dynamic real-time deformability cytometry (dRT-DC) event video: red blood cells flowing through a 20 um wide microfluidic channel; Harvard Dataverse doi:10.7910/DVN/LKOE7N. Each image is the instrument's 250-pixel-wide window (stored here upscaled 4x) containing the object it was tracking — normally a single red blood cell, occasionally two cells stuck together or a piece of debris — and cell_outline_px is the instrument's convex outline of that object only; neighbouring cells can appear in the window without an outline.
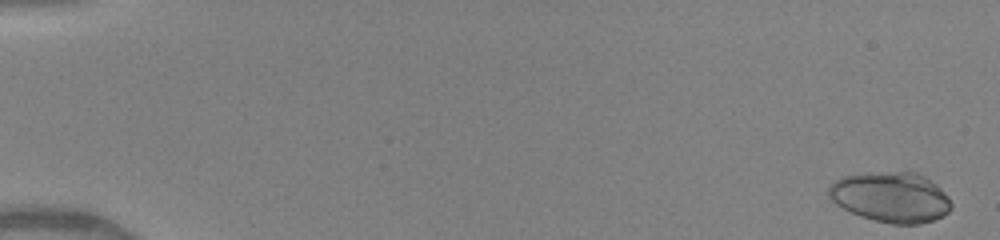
{"species": "human", "species_latin": "Homo sapiens", "temperature_condition": "warm", "stored_images_in_passage": 50, "camera_frame_rate_fps": 3000, "um_per_image_px": 0.085, "donor": {"sex": "female"}, "frame": {"image": 1, "passage_image": 1, "time_ms": 0.0, "image_size_px": [1000, 240], "cell_outline_px": [[952, 208], [948, 212], [932, 220], [920, 224], [892, 224], [860, 216], [836, 204], [828, 196], [828, 188], [836, 180], [844, 176], [896, 172], [916, 172], [924, 176], [936, 184], [948, 196], [952, 204]], "centroid_in_image_um": [75.75, 16.77], "position_along_channel_um": 9.2, "area_um2": 35.37}}
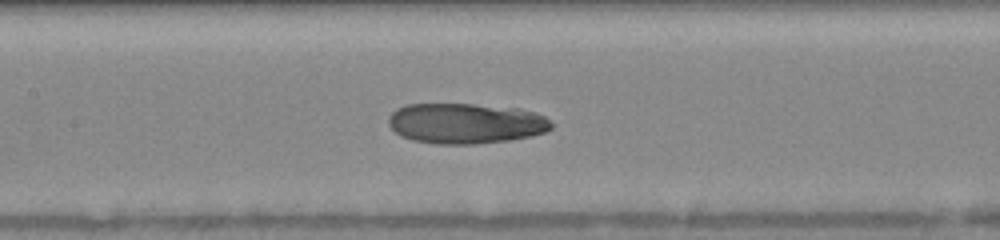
{"frame": {"image": 2, "passage_image": 25, "time_ms": 8.0, "image_size_px": [1000, 240], "cell_outline_px": [[552, 128], [544, 132], [532, 136], [508, 140], [476, 144], [436, 144], [412, 140], [400, 136], [388, 124], [388, 116], [396, 108], [408, 104], [472, 104], [520, 108], [536, 112], [544, 116], [552, 124]], "centroid_in_image_um": [39.57, 10.48], "position_along_channel_um": 167.8, "area_um2": 38.61}}
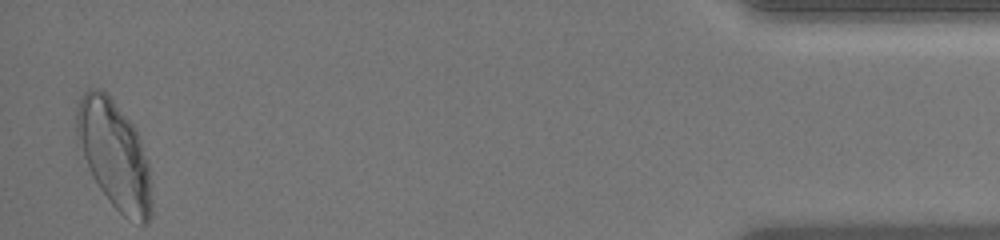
{"frame": {"image": 3, "passage_image": 49, "time_ms": 16.0, "image_size_px": [1000, 240], "cell_outline_px": [[152, 216], [148, 224], [140, 224], [128, 220], [108, 200], [92, 176], [76, 144], [76, 108], [80, 96], [88, 88], [100, 88], [112, 100], [132, 124], [140, 140], [148, 164], [152, 200]], "centroid_in_image_um": [9.7, 13.19], "position_along_channel_um": 425.5, "area_um2": 47.22}, "authors_computed_cell_mechanics": {"area_um2": 37.9746, "velocity_mm_per_s": 4.1124, "shape_relaxation_time_tau1_ms": 7.3741, "shape_relaxation_time_tau2_ms": 2.9331, "deformation_change_tau1": 0.2274, "deformation_change_tau2": 0.0786}}